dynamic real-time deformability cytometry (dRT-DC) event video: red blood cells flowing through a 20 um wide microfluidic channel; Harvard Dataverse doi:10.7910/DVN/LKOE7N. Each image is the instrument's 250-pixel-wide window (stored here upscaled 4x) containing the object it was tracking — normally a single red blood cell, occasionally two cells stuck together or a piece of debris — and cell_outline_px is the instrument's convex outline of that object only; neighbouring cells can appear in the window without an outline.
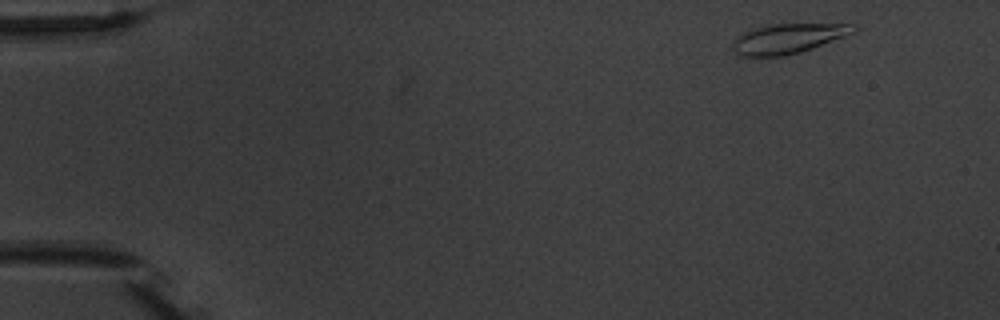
{"species": "common noctule bat (a hibernating species)", "species_latin": "Nyctalus noctula", "temperature_condition": "warm", "stored_images_in_passage": 7, "camera_frame_rate_fps": 3000, "um_per_image_px": 0.085, "animal": {"sex": "male", "body_mass_g": 20.1, "forearm_length_mm": 53.5}, "frame": {"image": 1, "passage_image": 1, "time_ms": 0.0, "image_size_px": [1000, 320], "cell_outline_px": [[860, 28], [856, 32], [812, 48], [800, 52], [784, 56], [740, 56], [732, 48], [732, 44], [736, 36], [752, 28], [768, 24], [860, 24]], "centroid_in_image_um": [67.01, 3.26], "position_along_channel_um": 18.0, "area_um2": 21.15}}
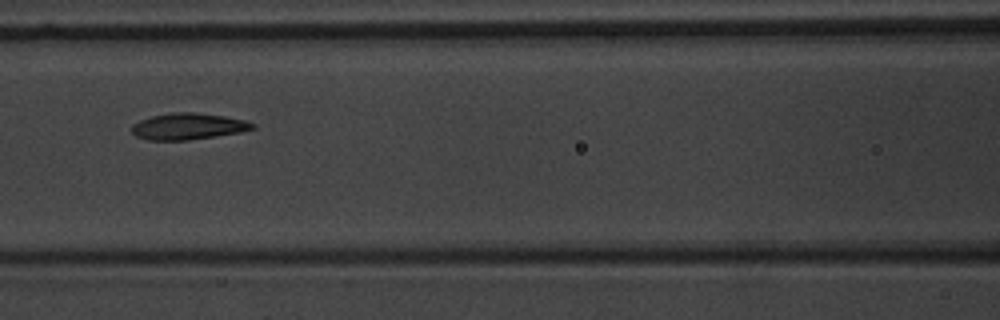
{"frame": {"image": 2, "passage_image": 6, "time_ms": 6.667, "image_size_px": [1000, 320], "cell_outline_px": [[256, 128], [240, 132], [216, 136], [188, 140], [148, 140], [136, 136], [132, 132], [132, 124], [140, 120], [152, 116], [172, 112], [196, 112], [224, 116], [244, 120], [256, 124]], "centroid_in_image_um": [15.99, 10.74], "position_along_channel_um": 150.6, "area_um2": 18.61}}
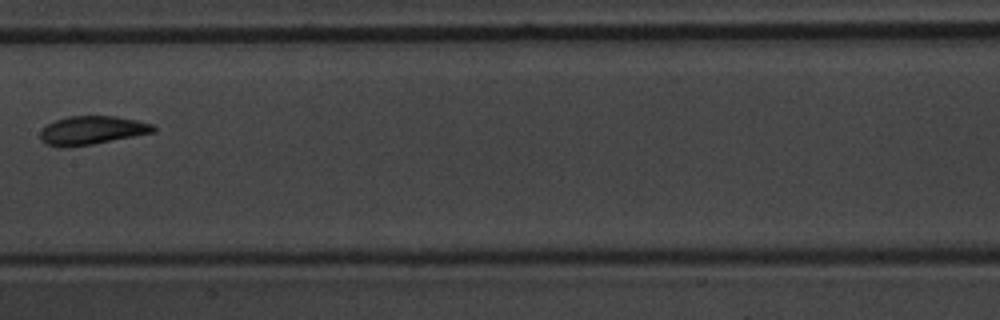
{"frame": {"image": 3, "passage_image": 7, "time_ms": 8.0, "image_size_px": [1000, 320], "cell_outline_px": [[156, 132], [92, 144], [68, 148], [56, 148], [44, 144], [40, 140], [40, 132], [48, 124], [56, 120], [68, 116], [116, 116], [136, 120], [152, 124], [156, 128]], "centroid_in_image_um": [7.78, 11.1], "position_along_channel_um": 199.6, "area_um2": 19.02}}